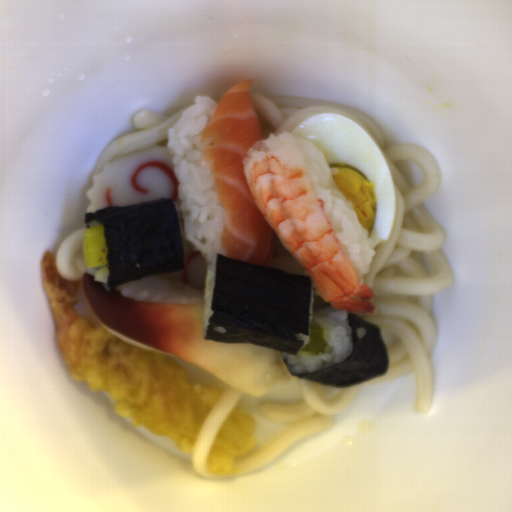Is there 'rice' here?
Wrapping results in <instances>:
<instances>
[{
	"label": "rice",
	"mask_w": 512,
	"mask_h": 512,
	"mask_svg": "<svg viewBox=\"0 0 512 512\" xmlns=\"http://www.w3.org/2000/svg\"><path fill=\"white\" fill-rule=\"evenodd\" d=\"M219 102L197 96L167 130L168 151L177 177L178 197L173 205L181 238L191 243L207 263L218 254L217 231L220 219L214 178L205 167L198 148L199 139Z\"/></svg>",
	"instance_id": "652b925c"
},
{
	"label": "rice",
	"mask_w": 512,
	"mask_h": 512,
	"mask_svg": "<svg viewBox=\"0 0 512 512\" xmlns=\"http://www.w3.org/2000/svg\"><path fill=\"white\" fill-rule=\"evenodd\" d=\"M282 144L291 146L301 155L309 185L317 201L323 200L324 213L339 244L356 277L358 280L362 279L373 261L374 247L380 238L368 237L366 229L360 225L354 212V204L340 195L335 187L333 175H337L339 171L329 166L325 156L315 145L288 131H283L282 135L270 134L267 139H258L252 143L243 163L246 164L254 157L270 154Z\"/></svg>",
	"instance_id": "023b6e5f"
},
{
	"label": "rice",
	"mask_w": 512,
	"mask_h": 512,
	"mask_svg": "<svg viewBox=\"0 0 512 512\" xmlns=\"http://www.w3.org/2000/svg\"><path fill=\"white\" fill-rule=\"evenodd\" d=\"M315 301V291L311 286L310 301L308 312L309 327L312 319L317 321L324 328L325 341L328 342L326 353H318L315 356H309L306 352L300 351L310 340L309 328L308 335L305 333L295 334L297 340L304 341L301 348H298L297 355L282 353L288 367L294 374L306 375L313 373L349 358L353 351V334L351 325L347 320L348 312L324 306L313 309Z\"/></svg>",
	"instance_id": "8eca5e8b"
},
{
	"label": "rice",
	"mask_w": 512,
	"mask_h": 512,
	"mask_svg": "<svg viewBox=\"0 0 512 512\" xmlns=\"http://www.w3.org/2000/svg\"><path fill=\"white\" fill-rule=\"evenodd\" d=\"M126 298L152 304H196L205 300L201 290L171 276L153 275L116 286Z\"/></svg>",
	"instance_id": "acb35da6"
},
{
	"label": "rice",
	"mask_w": 512,
	"mask_h": 512,
	"mask_svg": "<svg viewBox=\"0 0 512 512\" xmlns=\"http://www.w3.org/2000/svg\"><path fill=\"white\" fill-rule=\"evenodd\" d=\"M216 256L214 255L213 259L208 265L207 277L204 285V304H205V314L203 320V337L206 336V330L208 326V321L211 315H214V309L212 308V293L214 287L216 285Z\"/></svg>",
	"instance_id": "b023fe2a"
}]
</instances>
